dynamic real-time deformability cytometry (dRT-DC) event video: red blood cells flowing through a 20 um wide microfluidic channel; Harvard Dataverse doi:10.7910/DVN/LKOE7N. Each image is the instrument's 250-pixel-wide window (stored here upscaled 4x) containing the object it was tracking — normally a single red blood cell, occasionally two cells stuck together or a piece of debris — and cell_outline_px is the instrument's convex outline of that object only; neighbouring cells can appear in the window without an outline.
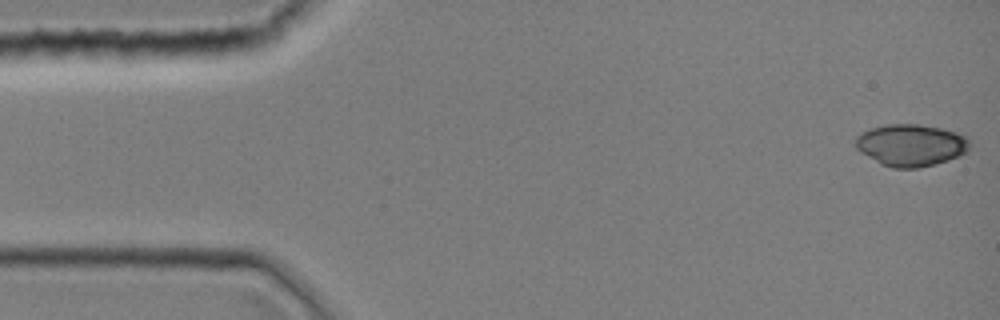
{"species": "common noctule bat (a hibernating species)", "species_latin": "Nyctalus noctula", "temperature_condition": "room temperature", "stored_images_in_passage": 43, "camera_frame_rate_fps": 3000, "um_per_image_px": 0.085, "animal": {"sex": "female", "body_mass_g": 19.0, "forearm_length_mm": 51.5}, "frame": {"image": 1, "passage_image": 1, "time_ms": 0.0, "image_size_px": [1000, 320], "cell_outline_px": [[968, 148], [964, 152], [948, 160], [936, 164], [916, 168], [892, 168], [880, 164], [860, 152], [856, 148], [856, 136], [860, 132], [872, 128], [888, 124], [920, 124], [940, 128], [956, 132], [964, 136], [968, 140]], "centroid_in_image_um": [77.37, 12.34], "position_along_channel_um": 7.6, "area_um2": 27.74}}
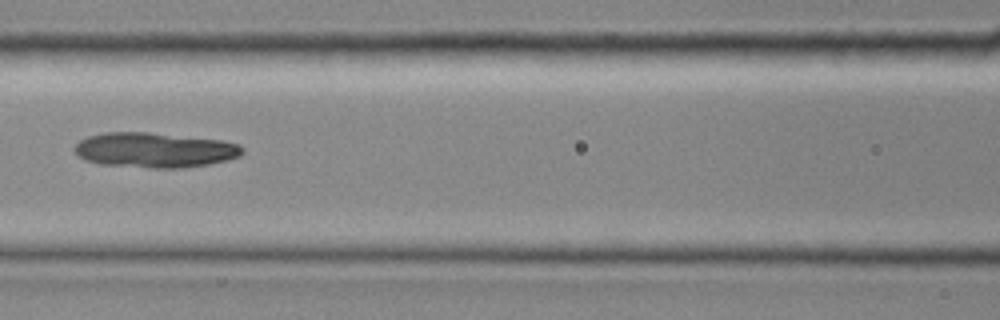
{"frame": {"image": 2, "passage_image": 19, "time_ms": 6.0, "image_size_px": [1000, 320], "cell_outline_px": [[244, 152], [240, 156], [228, 160], [208, 164], [184, 168], [148, 168], [100, 164], [84, 160], [76, 156], [72, 148], [80, 140], [88, 136], [104, 132], [148, 132], [224, 140], [240, 144], [244, 148]], "centroid_in_image_um": [13.14, 12.75], "position_along_channel_um": 153.5, "area_um2": 34.8}}
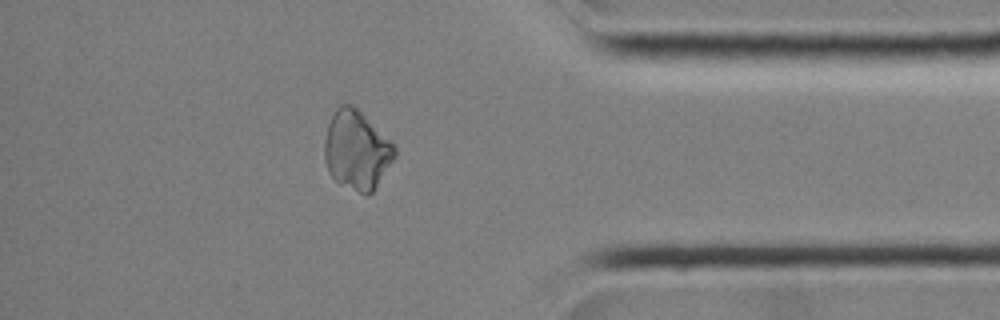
{"frame": {"image": 3, "passage_image": 37, "time_ms": 12.0, "image_size_px": [1000, 320], "cell_outline_px": [[396, 156], [372, 192], [368, 196], [340, 184], [328, 172], [324, 160], [324, 140], [328, 124], [336, 108], [340, 104], [352, 104], [392, 140], [396, 144]], "centroid_in_image_um": [30.32, 12.75], "position_along_channel_um": 404.9, "area_um2": 32.48}}